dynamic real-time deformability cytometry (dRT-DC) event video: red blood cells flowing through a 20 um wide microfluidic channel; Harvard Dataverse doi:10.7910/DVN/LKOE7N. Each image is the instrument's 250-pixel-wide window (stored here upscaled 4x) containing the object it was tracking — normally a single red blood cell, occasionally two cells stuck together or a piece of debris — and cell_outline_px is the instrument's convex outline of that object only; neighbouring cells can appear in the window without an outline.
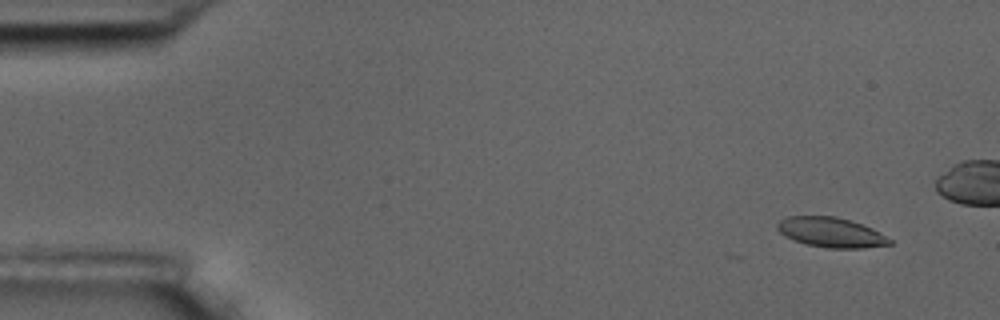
{"species": "common noctule bat (a hibernating species)", "species_latin": "Nyctalus noctula", "temperature_condition": "room temperature", "stored_images_in_passage": 6, "camera_frame_rate_fps": 3000, "um_per_image_px": 0.085, "animal": {"sex": "male", "body_mass_g": 17.5, "forearm_length_mm": 52.3}, "frame": {"image": 1, "passage_image": 2, "time_ms": 1.0, "image_size_px": [1000, 320], "cell_outline_px": [[892, 244], [864, 248], [828, 248], [808, 244], [784, 236], [776, 228], [776, 224], [780, 220], [788, 216], [836, 216], [872, 228], [880, 232], [892, 240]], "centroid_in_image_um": [70.64, 19.75], "position_along_channel_um": 14.4, "area_um2": 19.42}}